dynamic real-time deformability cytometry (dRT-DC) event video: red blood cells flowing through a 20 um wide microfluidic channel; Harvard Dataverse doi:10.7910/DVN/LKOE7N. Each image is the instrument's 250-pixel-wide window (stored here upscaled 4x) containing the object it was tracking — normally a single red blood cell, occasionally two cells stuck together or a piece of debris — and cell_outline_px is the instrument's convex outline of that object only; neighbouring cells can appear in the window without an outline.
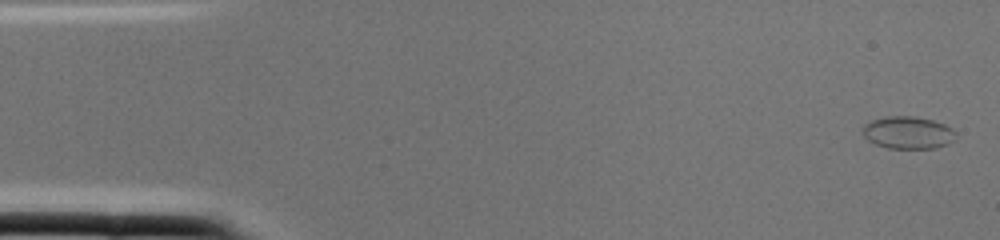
{"species": "common noctule bat (a hibernating species)", "species_latin": "Nyctalus noctula", "temperature_condition": "cold", "stored_images_in_passage": 2, "camera_frame_rate_fps": 3000, "um_per_image_px": 0.085, "animal": {"sex": "female", "body_mass_g": 22.0, "forearm_length_mm": 56.7}, "frame": {"image": 1, "passage_image": 1, "time_ms": 0.0, "image_size_px": [1000, 240], "cell_outline_px": [[956, 136], [948, 144], [936, 148], [888, 148], [876, 144], [868, 140], [864, 136], [864, 124], [872, 120], [884, 116], [916, 116], [932, 120], [944, 124], [952, 128], [956, 132]], "centroid_in_image_um": [77.19, 11.26], "position_along_channel_um": 7.8, "area_um2": 17.57}}
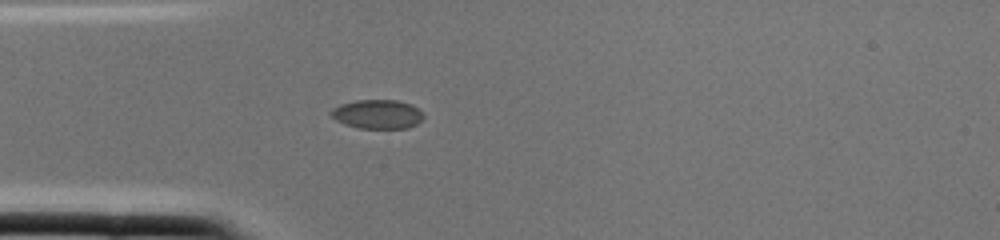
{"frame": {"image": 2, "passage_image": 2, "time_ms": 0.333, "image_size_px": [1000, 240], "cell_outline_px": [[424, 120], [408, 128], [356, 128], [344, 124], [336, 120], [328, 112], [332, 108], [340, 104], [356, 100], [396, 100], [412, 104], [424, 116]], "centroid_in_image_um": [32.06, 9.71], "position_along_channel_um": 52.9, "area_um2": 15.78}}